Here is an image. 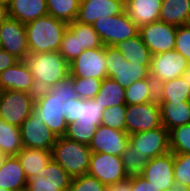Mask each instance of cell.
I'll list each match as a JSON object with an SVG mask.
<instances>
[{
	"label": "cell",
	"mask_w": 190,
	"mask_h": 191,
	"mask_svg": "<svg viewBox=\"0 0 190 191\" xmlns=\"http://www.w3.org/2000/svg\"><path fill=\"white\" fill-rule=\"evenodd\" d=\"M79 98L73 84V77L57 82L49 89L38 91L35 95L33 114L57 137H63L67 131L66 114L69 112L70 99Z\"/></svg>",
	"instance_id": "6da1fadb"
},
{
	"label": "cell",
	"mask_w": 190,
	"mask_h": 191,
	"mask_svg": "<svg viewBox=\"0 0 190 191\" xmlns=\"http://www.w3.org/2000/svg\"><path fill=\"white\" fill-rule=\"evenodd\" d=\"M125 11V0H80L77 22L92 25L99 18Z\"/></svg>",
	"instance_id": "d6986e66"
},
{
	"label": "cell",
	"mask_w": 190,
	"mask_h": 191,
	"mask_svg": "<svg viewBox=\"0 0 190 191\" xmlns=\"http://www.w3.org/2000/svg\"><path fill=\"white\" fill-rule=\"evenodd\" d=\"M59 52L69 64L80 55L79 35H75L69 27L63 36Z\"/></svg>",
	"instance_id": "ab89813d"
},
{
	"label": "cell",
	"mask_w": 190,
	"mask_h": 191,
	"mask_svg": "<svg viewBox=\"0 0 190 191\" xmlns=\"http://www.w3.org/2000/svg\"><path fill=\"white\" fill-rule=\"evenodd\" d=\"M70 75L73 78H98L107 77L105 46L83 51L70 63Z\"/></svg>",
	"instance_id": "4fadbf2b"
},
{
	"label": "cell",
	"mask_w": 190,
	"mask_h": 191,
	"mask_svg": "<svg viewBox=\"0 0 190 191\" xmlns=\"http://www.w3.org/2000/svg\"><path fill=\"white\" fill-rule=\"evenodd\" d=\"M8 4L0 3V24L8 17Z\"/></svg>",
	"instance_id": "c3c4849f"
},
{
	"label": "cell",
	"mask_w": 190,
	"mask_h": 191,
	"mask_svg": "<svg viewBox=\"0 0 190 191\" xmlns=\"http://www.w3.org/2000/svg\"><path fill=\"white\" fill-rule=\"evenodd\" d=\"M2 90L37 94L38 91L34 83L33 75L24 60H19L15 65L0 73V91Z\"/></svg>",
	"instance_id": "ffe728a7"
},
{
	"label": "cell",
	"mask_w": 190,
	"mask_h": 191,
	"mask_svg": "<svg viewBox=\"0 0 190 191\" xmlns=\"http://www.w3.org/2000/svg\"><path fill=\"white\" fill-rule=\"evenodd\" d=\"M46 5L48 15L69 24L77 18L80 0H46Z\"/></svg>",
	"instance_id": "d6a6232c"
},
{
	"label": "cell",
	"mask_w": 190,
	"mask_h": 191,
	"mask_svg": "<svg viewBox=\"0 0 190 191\" xmlns=\"http://www.w3.org/2000/svg\"><path fill=\"white\" fill-rule=\"evenodd\" d=\"M177 26L160 20L143 25L139 34L152 55L175 50Z\"/></svg>",
	"instance_id": "30bf717a"
},
{
	"label": "cell",
	"mask_w": 190,
	"mask_h": 191,
	"mask_svg": "<svg viewBox=\"0 0 190 191\" xmlns=\"http://www.w3.org/2000/svg\"><path fill=\"white\" fill-rule=\"evenodd\" d=\"M51 152L52 159L72 178L87 174L92 155L89 145L57 137Z\"/></svg>",
	"instance_id": "277c9868"
},
{
	"label": "cell",
	"mask_w": 190,
	"mask_h": 191,
	"mask_svg": "<svg viewBox=\"0 0 190 191\" xmlns=\"http://www.w3.org/2000/svg\"><path fill=\"white\" fill-rule=\"evenodd\" d=\"M24 61L33 75L37 91L49 89L70 75V64L59 51L32 53Z\"/></svg>",
	"instance_id": "3957f363"
},
{
	"label": "cell",
	"mask_w": 190,
	"mask_h": 191,
	"mask_svg": "<svg viewBox=\"0 0 190 191\" xmlns=\"http://www.w3.org/2000/svg\"><path fill=\"white\" fill-rule=\"evenodd\" d=\"M125 116L126 104L111 106L103 111L101 124L126 132Z\"/></svg>",
	"instance_id": "74e56055"
},
{
	"label": "cell",
	"mask_w": 190,
	"mask_h": 191,
	"mask_svg": "<svg viewBox=\"0 0 190 191\" xmlns=\"http://www.w3.org/2000/svg\"><path fill=\"white\" fill-rule=\"evenodd\" d=\"M169 147L172 153H190V123L169 130Z\"/></svg>",
	"instance_id": "8d00e7d4"
},
{
	"label": "cell",
	"mask_w": 190,
	"mask_h": 191,
	"mask_svg": "<svg viewBox=\"0 0 190 191\" xmlns=\"http://www.w3.org/2000/svg\"><path fill=\"white\" fill-rule=\"evenodd\" d=\"M68 191H106V185L96 177L84 174L72 178Z\"/></svg>",
	"instance_id": "b9f144b4"
},
{
	"label": "cell",
	"mask_w": 190,
	"mask_h": 191,
	"mask_svg": "<svg viewBox=\"0 0 190 191\" xmlns=\"http://www.w3.org/2000/svg\"><path fill=\"white\" fill-rule=\"evenodd\" d=\"M8 17L27 24L48 15L46 0H9Z\"/></svg>",
	"instance_id": "7402d4cb"
},
{
	"label": "cell",
	"mask_w": 190,
	"mask_h": 191,
	"mask_svg": "<svg viewBox=\"0 0 190 191\" xmlns=\"http://www.w3.org/2000/svg\"><path fill=\"white\" fill-rule=\"evenodd\" d=\"M19 61L14 55L9 54L5 50H0V73L9 67L15 65Z\"/></svg>",
	"instance_id": "f6af8a7d"
},
{
	"label": "cell",
	"mask_w": 190,
	"mask_h": 191,
	"mask_svg": "<svg viewBox=\"0 0 190 191\" xmlns=\"http://www.w3.org/2000/svg\"><path fill=\"white\" fill-rule=\"evenodd\" d=\"M8 1H9V0H0V3H1V4H8Z\"/></svg>",
	"instance_id": "f5cc1de1"
},
{
	"label": "cell",
	"mask_w": 190,
	"mask_h": 191,
	"mask_svg": "<svg viewBox=\"0 0 190 191\" xmlns=\"http://www.w3.org/2000/svg\"><path fill=\"white\" fill-rule=\"evenodd\" d=\"M79 111V98L70 99V107L69 112L66 114V119L68 123H76L79 119L78 117Z\"/></svg>",
	"instance_id": "bcb514c9"
},
{
	"label": "cell",
	"mask_w": 190,
	"mask_h": 191,
	"mask_svg": "<svg viewBox=\"0 0 190 191\" xmlns=\"http://www.w3.org/2000/svg\"><path fill=\"white\" fill-rule=\"evenodd\" d=\"M182 77L190 84V68L182 75Z\"/></svg>",
	"instance_id": "681fc988"
},
{
	"label": "cell",
	"mask_w": 190,
	"mask_h": 191,
	"mask_svg": "<svg viewBox=\"0 0 190 191\" xmlns=\"http://www.w3.org/2000/svg\"><path fill=\"white\" fill-rule=\"evenodd\" d=\"M17 157L28 180L44 169L52 159V152L51 150L23 147Z\"/></svg>",
	"instance_id": "d4e9b609"
},
{
	"label": "cell",
	"mask_w": 190,
	"mask_h": 191,
	"mask_svg": "<svg viewBox=\"0 0 190 191\" xmlns=\"http://www.w3.org/2000/svg\"><path fill=\"white\" fill-rule=\"evenodd\" d=\"M159 20L175 26L190 24V0H163Z\"/></svg>",
	"instance_id": "484cf974"
},
{
	"label": "cell",
	"mask_w": 190,
	"mask_h": 191,
	"mask_svg": "<svg viewBox=\"0 0 190 191\" xmlns=\"http://www.w3.org/2000/svg\"><path fill=\"white\" fill-rule=\"evenodd\" d=\"M98 126L86 124L68 123L65 137L72 141H77L89 145Z\"/></svg>",
	"instance_id": "f35d334b"
},
{
	"label": "cell",
	"mask_w": 190,
	"mask_h": 191,
	"mask_svg": "<svg viewBox=\"0 0 190 191\" xmlns=\"http://www.w3.org/2000/svg\"><path fill=\"white\" fill-rule=\"evenodd\" d=\"M35 94L30 92L2 90L0 91V119L19 127L33 112Z\"/></svg>",
	"instance_id": "52a82bcc"
},
{
	"label": "cell",
	"mask_w": 190,
	"mask_h": 191,
	"mask_svg": "<svg viewBox=\"0 0 190 191\" xmlns=\"http://www.w3.org/2000/svg\"><path fill=\"white\" fill-rule=\"evenodd\" d=\"M173 176L176 188H190V153H173Z\"/></svg>",
	"instance_id": "d590c367"
},
{
	"label": "cell",
	"mask_w": 190,
	"mask_h": 191,
	"mask_svg": "<svg viewBox=\"0 0 190 191\" xmlns=\"http://www.w3.org/2000/svg\"><path fill=\"white\" fill-rule=\"evenodd\" d=\"M129 142L141 155L150 159L170 152L169 131L163 125L153 130L130 134Z\"/></svg>",
	"instance_id": "5bb4252c"
},
{
	"label": "cell",
	"mask_w": 190,
	"mask_h": 191,
	"mask_svg": "<svg viewBox=\"0 0 190 191\" xmlns=\"http://www.w3.org/2000/svg\"><path fill=\"white\" fill-rule=\"evenodd\" d=\"M102 79L98 78H73L75 91L80 99L91 100L98 93Z\"/></svg>",
	"instance_id": "60d3db41"
},
{
	"label": "cell",
	"mask_w": 190,
	"mask_h": 191,
	"mask_svg": "<svg viewBox=\"0 0 190 191\" xmlns=\"http://www.w3.org/2000/svg\"><path fill=\"white\" fill-rule=\"evenodd\" d=\"M72 177L53 159L27 180V191H68Z\"/></svg>",
	"instance_id": "7c38bea8"
},
{
	"label": "cell",
	"mask_w": 190,
	"mask_h": 191,
	"mask_svg": "<svg viewBox=\"0 0 190 191\" xmlns=\"http://www.w3.org/2000/svg\"><path fill=\"white\" fill-rule=\"evenodd\" d=\"M27 178L17 156H7L0 169V188L9 191H24Z\"/></svg>",
	"instance_id": "603a6c76"
},
{
	"label": "cell",
	"mask_w": 190,
	"mask_h": 191,
	"mask_svg": "<svg viewBox=\"0 0 190 191\" xmlns=\"http://www.w3.org/2000/svg\"><path fill=\"white\" fill-rule=\"evenodd\" d=\"M162 125L169 131L190 123V101H158Z\"/></svg>",
	"instance_id": "cb8c5ba5"
},
{
	"label": "cell",
	"mask_w": 190,
	"mask_h": 191,
	"mask_svg": "<svg viewBox=\"0 0 190 191\" xmlns=\"http://www.w3.org/2000/svg\"><path fill=\"white\" fill-rule=\"evenodd\" d=\"M6 158H7V156L5 154H3L2 152H0V169H1L2 165L4 164Z\"/></svg>",
	"instance_id": "f907efd6"
},
{
	"label": "cell",
	"mask_w": 190,
	"mask_h": 191,
	"mask_svg": "<svg viewBox=\"0 0 190 191\" xmlns=\"http://www.w3.org/2000/svg\"><path fill=\"white\" fill-rule=\"evenodd\" d=\"M67 28L66 22L51 15L25 24L29 54L59 51Z\"/></svg>",
	"instance_id": "7a4b0ae2"
},
{
	"label": "cell",
	"mask_w": 190,
	"mask_h": 191,
	"mask_svg": "<svg viewBox=\"0 0 190 191\" xmlns=\"http://www.w3.org/2000/svg\"><path fill=\"white\" fill-rule=\"evenodd\" d=\"M114 47L120 50L129 63L138 65H150L151 63L152 54L144 44L140 34L125 41H120Z\"/></svg>",
	"instance_id": "4316f807"
},
{
	"label": "cell",
	"mask_w": 190,
	"mask_h": 191,
	"mask_svg": "<svg viewBox=\"0 0 190 191\" xmlns=\"http://www.w3.org/2000/svg\"><path fill=\"white\" fill-rule=\"evenodd\" d=\"M20 133L22 145L27 148L52 151L57 140V136L33 113L23 121Z\"/></svg>",
	"instance_id": "2e32d148"
},
{
	"label": "cell",
	"mask_w": 190,
	"mask_h": 191,
	"mask_svg": "<svg viewBox=\"0 0 190 191\" xmlns=\"http://www.w3.org/2000/svg\"><path fill=\"white\" fill-rule=\"evenodd\" d=\"M157 101H190V84L183 77L163 82L157 86Z\"/></svg>",
	"instance_id": "f1b7e54d"
},
{
	"label": "cell",
	"mask_w": 190,
	"mask_h": 191,
	"mask_svg": "<svg viewBox=\"0 0 190 191\" xmlns=\"http://www.w3.org/2000/svg\"><path fill=\"white\" fill-rule=\"evenodd\" d=\"M105 110L95 100H84L79 98L78 124L99 126L102 121V113Z\"/></svg>",
	"instance_id": "e575fe53"
},
{
	"label": "cell",
	"mask_w": 190,
	"mask_h": 191,
	"mask_svg": "<svg viewBox=\"0 0 190 191\" xmlns=\"http://www.w3.org/2000/svg\"><path fill=\"white\" fill-rule=\"evenodd\" d=\"M22 148L20 128L0 119V152L6 156H17Z\"/></svg>",
	"instance_id": "4dcf8cb0"
},
{
	"label": "cell",
	"mask_w": 190,
	"mask_h": 191,
	"mask_svg": "<svg viewBox=\"0 0 190 191\" xmlns=\"http://www.w3.org/2000/svg\"><path fill=\"white\" fill-rule=\"evenodd\" d=\"M92 27L104 46H114L120 41L139 34V27L130 20L126 11L119 15L99 18L92 24Z\"/></svg>",
	"instance_id": "8992f818"
},
{
	"label": "cell",
	"mask_w": 190,
	"mask_h": 191,
	"mask_svg": "<svg viewBox=\"0 0 190 191\" xmlns=\"http://www.w3.org/2000/svg\"><path fill=\"white\" fill-rule=\"evenodd\" d=\"M190 68V63L176 50L152 55L149 67L151 80L158 86L182 75Z\"/></svg>",
	"instance_id": "ba28073f"
},
{
	"label": "cell",
	"mask_w": 190,
	"mask_h": 191,
	"mask_svg": "<svg viewBox=\"0 0 190 191\" xmlns=\"http://www.w3.org/2000/svg\"><path fill=\"white\" fill-rule=\"evenodd\" d=\"M175 50L190 63V24L177 26Z\"/></svg>",
	"instance_id": "7bdbcfd3"
},
{
	"label": "cell",
	"mask_w": 190,
	"mask_h": 191,
	"mask_svg": "<svg viewBox=\"0 0 190 191\" xmlns=\"http://www.w3.org/2000/svg\"><path fill=\"white\" fill-rule=\"evenodd\" d=\"M176 191H190V188H179Z\"/></svg>",
	"instance_id": "816d5d0a"
},
{
	"label": "cell",
	"mask_w": 190,
	"mask_h": 191,
	"mask_svg": "<svg viewBox=\"0 0 190 191\" xmlns=\"http://www.w3.org/2000/svg\"><path fill=\"white\" fill-rule=\"evenodd\" d=\"M129 142L127 132L100 124L89 144L91 152L121 156Z\"/></svg>",
	"instance_id": "ac0fdd59"
},
{
	"label": "cell",
	"mask_w": 190,
	"mask_h": 191,
	"mask_svg": "<svg viewBox=\"0 0 190 191\" xmlns=\"http://www.w3.org/2000/svg\"><path fill=\"white\" fill-rule=\"evenodd\" d=\"M120 157L127 178L143 175L144 168L150 161L149 157L141 155L130 142Z\"/></svg>",
	"instance_id": "1f68e13d"
},
{
	"label": "cell",
	"mask_w": 190,
	"mask_h": 191,
	"mask_svg": "<svg viewBox=\"0 0 190 191\" xmlns=\"http://www.w3.org/2000/svg\"><path fill=\"white\" fill-rule=\"evenodd\" d=\"M107 77L117 81L123 88L150 76V65L132 64L114 46H105Z\"/></svg>",
	"instance_id": "5b68a950"
},
{
	"label": "cell",
	"mask_w": 190,
	"mask_h": 191,
	"mask_svg": "<svg viewBox=\"0 0 190 191\" xmlns=\"http://www.w3.org/2000/svg\"><path fill=\"white\" fill-rule=\"evenodd\" d=\"M105 109L111 106L126 104L125 88L111 78H105L101 82L98 93L93 98Z\"/></svg>",
	"instance_id": "f546056e"
},
{
	"label": "cell",
	"mask_w": 190,
	"mask_h": 191,
	"mask_svg": "<svg viewBox=\"0 0 190 191\" xmlns=\"http://www.w3.org/2000/svg\"><path fill=\"white\" fill-rule=\"evenodd\" d=\"M0 191H9V190H7V189H3V188H0Z\"/></svg>",
	"instance_id": "db71d44e"
},
{
	"label": "cell",
	"mask_w": 190,
	"mask_h": 191,
	"mask_svg": "<svg viewBox=\"0 0 190 191\" xmlns=\"http://www.w3.org/2000/svg\"><path fill=\"white\" fill-rule=\"evenodd\" d=\"M163 0H125V11L139 28L159 20Z\"/></svg>",
	"instance_id": "44dd1931"
},
{
	"label": "cell",
	"mask_w": 190,
	"mask_h": 191,
	"mask_svg": "<svg viewBox=\"0 0 190 191\" xmlns=\"http://www.w3.org/2000/svg\"><path fill=\"white\" fill-rule=\"evenodd\" d=\"M0 44L2 50L19 60H25L29 55L25 24L7 17L0 24Z\"/></svg>",
	"instance_id": "9a60e30c"
},
{
	"label": "cell",
	"mask_w": 190,
	"mask_h": 191,
	"mask_svg": "<svg viewBox=\"0 0 190 191\" xmlns=\"http://www.w3.org/2000/svg\"><path fill=\"white\" fill-rule=\"evenodd\" d=\"M155 100H157V85L150 76L125 88V102L128 105L143 104Z\"/></svg>",
	"instance_id": "83f0119b"
},
{
	"label": "cell",
	"mask_w": 190,
	"mask_h": 191,
	"mask_svg": "<svg viewBox=\"0 0 190 191\" xmlns=\"http://www.w3.org/2000/svg\"><path fill=\"white\" fill-rule=\"evenodd\" d=\"M106 191H131V178L106 186Z\"/></svg>",
	"instance_id": "7dc6e473"
},
{
	"label": "cell",
	"mask_w": 190,
	"mask_h": 191,
	"mask_svg": "<svg viewBox=\"0 0 190 191\" xmlns=\"http://www.w3.org/2000/svg\"><path fill=\"white\" fill-rule=\"evenodd\" d=\"M87 174L106 186L127 179L121 157L107 153L92 152Z\"/></svg>",
	"instance_id": "8fae6325"
},
{
	"label": "cell",
	"mask_w": 190,
	"mask_h": 191,
	"mask_svg": "<svg viewBox=\"0 0 190 191\" xmlns=\"http://www.w3.org/2000/svg\"><path fill=\"white\" fill-rule=\"evenodd\" d=\"M125 123L128 135L161 127L162 121L158 101L126 104Z\"/></svg>",
	"instance_id": "9c48e42d"
},
{
	"label": "cell",
	"mask_w": 190,
	"mask_h": 191,
	"mask_svg": "<svg viewBox=\"0 0 190 191\" xmlns=\"http://www.w3.org/2000/svg\"><path fill=\"white\" fill-rule=\"evenodd\" d=\"M68 27L75 35H79L80 54L88 49L104 47L99 35L92 25L80 23L75 20L69 23Z\"/></svg>",
	"instance_id": "836d02e7"
},
{
	"label": "cell",
	"mask_w": 190,
	"mask_h": 191,
	"mask_svg": "<svg viewBox=\"0 0 190 191\" xmlns=\"http://www.w3.org/2000/svg\"><path fill=\"white\" fill-rule=\"evenodd\" d=\"M131 191H162L142 175L131 178Z\"/></svg>",
	"instance_id": "ee69618b"
},
{
	"label": "cell",
	"mask_w": 190,
	"mask_h": 191,
	"mask_svg": "<svg viewBox=\"0 0 190 191\" xmlns=\"http://www.w3.org/2000/svg\"><path fill=\"white\" fill-rule=\"evenodd\" d=\"M142 176L162 191H176L173 176V153L170 151L167 154L150 159Z\"/></svg>",
	"instance_id": "e0dca14e"
}]
</instances>
